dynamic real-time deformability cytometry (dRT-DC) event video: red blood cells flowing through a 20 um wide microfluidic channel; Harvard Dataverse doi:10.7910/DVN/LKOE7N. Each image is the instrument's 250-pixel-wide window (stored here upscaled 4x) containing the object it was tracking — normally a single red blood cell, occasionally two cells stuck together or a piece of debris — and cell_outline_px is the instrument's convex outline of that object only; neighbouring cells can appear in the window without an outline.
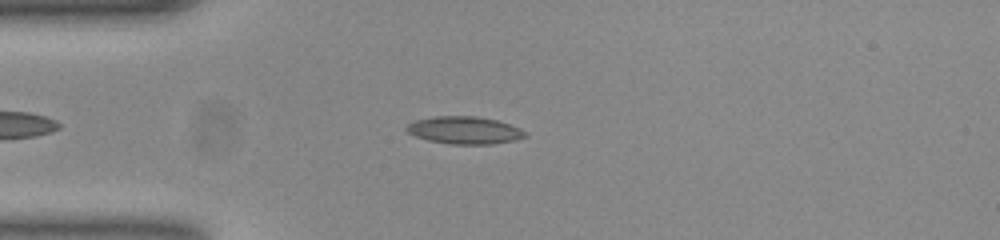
{"species": "common noctule bat (a hibernating species)", "species_latin": "Nyctalus noctula", "temperature_condition": "room temperature", "stored_images_in_passage": 48, "camera_frame_rate_fps": 3000, "um_per_image_px": 0.085, "animal": {"sex": "female", "body_mass_g": 23.0, "forearm_length_mm": 53.4}, "frame": {"image": 1, "passage_image": 9, "time_ms": 2.667, "image_size_px": [1000, 240], "cell_outline_px": [[528, 136], [516, 140], [492, 144], [452, 144], [428, 140], [416, 136], [408, 132], [404, 128], [408, 124], [416, 120], [436, 116], [476, 116], [496, 120], [520, 128], [528, 132]], "centroid_in_image_um": [39.52, 11.07], "position_along_channel_um": 45.5, "area_um2": 18.96}}
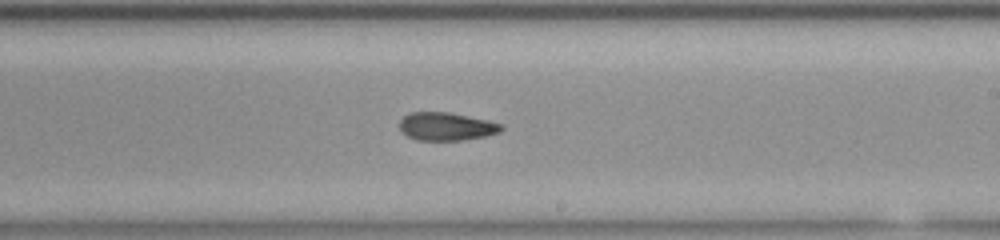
{"frame": {"image": 2, "passage_image": 26, "time_ms": 8.333, "image_size_px": [1000, 240], "cell_outline_px": [[504, 128], [500, 132], [484, 136], [464, 140], [416, 140], [400, 132], [400, 120], [404, 116], [412, 112], [448, 112], [488, 120], [504, 124]], "centroid_in_image_um": [37.95, 10.75], "position_along_channel_um": 251.0, "area_um2": 16.7}}
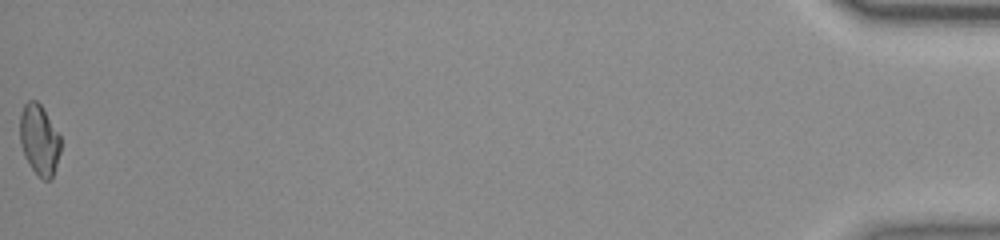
{"frame": {"image": 3, "passage_image": 48, "time_ms": 15.667, "image_size_px": [1000, 240], "cell_outline_px": [[60, 152], [52, 176], [48, 180], [44, 180], [28, 164], [24, 156], [20, 144], [20, 112], [24, 104], [28, 100], [36, 100], [40, 104], [60, 136]], "centroid_in_image_um": [3.31, 11.86], "position_along_channel_um": 431.9, "area_um2": 16.53}, "authors_computed_cell_mechanics": {"area_um2": 17.4556, "velocity_mm_per_s": 3.8975, "shape_relaxation_time_tau1_ms": null, "shape_relaxation_time_tau2_ms": 2.6445, "deformation_change_tau1": null, "deformation_change_tau2": 0.0808}}